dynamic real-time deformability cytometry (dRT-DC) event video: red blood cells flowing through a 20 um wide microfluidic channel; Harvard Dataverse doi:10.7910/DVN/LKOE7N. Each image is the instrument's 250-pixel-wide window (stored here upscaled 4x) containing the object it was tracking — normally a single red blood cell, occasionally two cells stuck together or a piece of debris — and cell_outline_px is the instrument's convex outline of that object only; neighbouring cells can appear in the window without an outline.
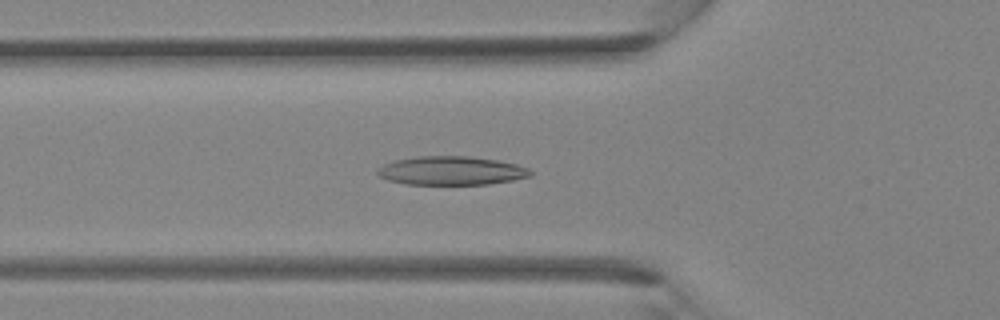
{"species": "Egyptian fruit bat (a non-hibernating species)", "species_latin": "Rousettus aegyptiacus", "temperature_condition": "room temperature", "stored_images_in_passage": 40, "camera_frame_rate_fps": 3000, "um_per_image_px": 0.085, "animal": {"sex": "female"}, "frame": {"image": 1, "passage_image": 14, "time_ms": 4.333, "image_size_px": [1000, 320], "cell_outline_px": [[532, 172], [528, 176], [512, 180], [488, 184], [404, 184], [388, 180], [380, 176], [376, 172], [384, 164], [396, 160], [416, 156], [468, 156], [496, 160], [516, 164], [528, 168]], "centroid_in_image_um": [38.34, 14.5], "position_along_channel_um": 87.5, "area_um2": 25.32}}
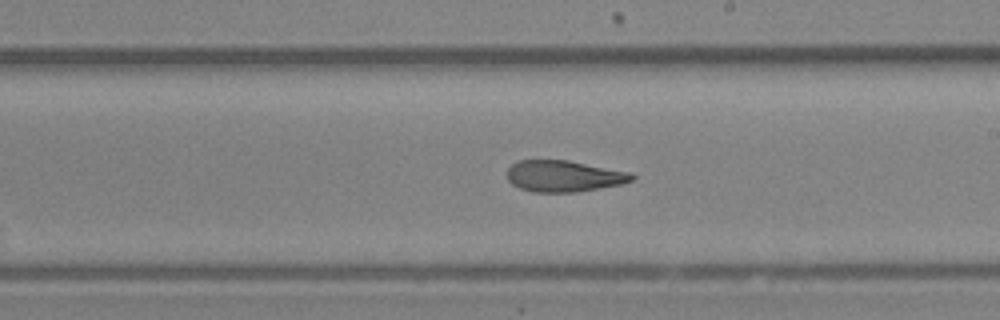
{"frame": {"image": 2, "passage_image": 23, "time_ms": 7.333, "image_size_px": [1000, 320], "cell_outline_px": [[636, 176], [632, 180], [624, 184], [576, 192], [532, 192], [520, 188], [512, 184], [508, 180], [508, 168], [512, 164], [520, 160], [568, 160], [632, 172]], "centroid_in_image_um": [47.97, 14.97], "position_along_channel_um": 241.0, "area_um2": 22.95}}
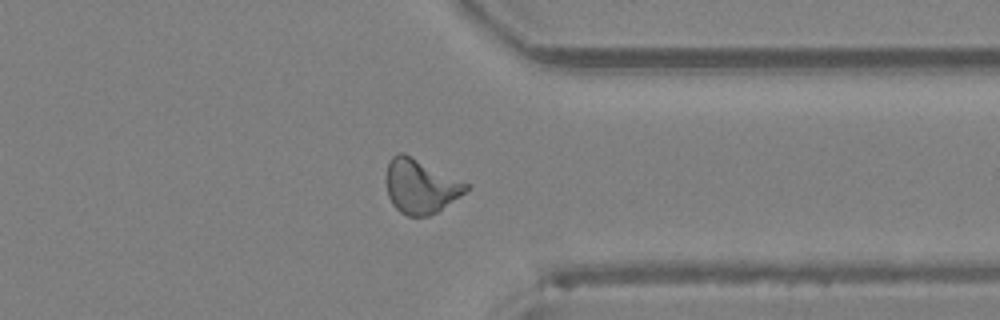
{"frame": {"image": 3, "passage_image": 31, "time_ms": 10.0, "image_size_px": [1000, 320], "cell_outline_px": [[468, 188], [460, 196], [436, 212], [428, 216], [408, 216], [400, 212], [392, 204], [388, 196], [388, 164], [392, 156], [396, 152], [404, 152], [468, 184]], "centroid_in_image_um": [35.73, 15.83], "position_along_channel_um": 375.7, "area_um2": 24.68}}